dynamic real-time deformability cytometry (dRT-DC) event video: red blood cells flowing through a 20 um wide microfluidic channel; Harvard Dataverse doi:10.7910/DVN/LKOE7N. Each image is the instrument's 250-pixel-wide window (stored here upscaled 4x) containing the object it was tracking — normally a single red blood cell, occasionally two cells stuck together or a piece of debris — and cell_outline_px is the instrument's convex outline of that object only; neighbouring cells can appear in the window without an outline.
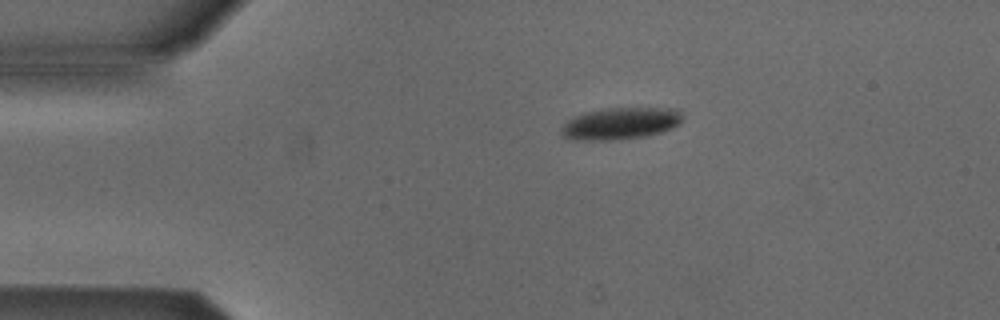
{"species": "Egyptian fruit bat (a non-hibernating species)", "species_latin": "Rousettus aegyptiacus", "temperature_condition": "cold", "stored_images_in_passage": 2, "camera_frame_rate_fps": 3000, "um_per_image_px": 0.085, "animal": {"sex": "male"}, "frame": {"image": 1, "passage_image": 1, "time_ms": 0.0, "image_size_px": [1000, 320], "cell_outline_px": [[684, 120], [680, 124], [672, 128], [660, 132], [644, 136], [612, 140], [576, 140], [564, 136], [560, 132], [564, 124], [568, 120], [576, 116], [588, 112], [608, 108], [680, 108], [684, 116]], "centroid_in_image_um": [52.82, 10.48], "position_along_channel_um": 32.2, "area_um2": 22.48}}